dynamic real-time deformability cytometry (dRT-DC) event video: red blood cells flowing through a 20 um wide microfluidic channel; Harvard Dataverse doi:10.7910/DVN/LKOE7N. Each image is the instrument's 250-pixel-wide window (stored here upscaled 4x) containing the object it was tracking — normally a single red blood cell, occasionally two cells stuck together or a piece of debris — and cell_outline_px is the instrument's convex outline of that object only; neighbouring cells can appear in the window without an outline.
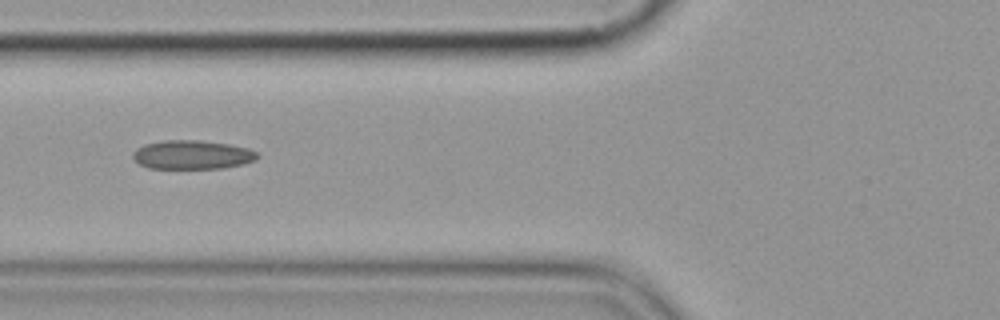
{"species": "common noctule bat (a hibernating species)", "species_latin": "Nyctalus noctula", "temperature_condition": "cold", "stored_images_in_passage": 11, "camera_frame_rate_fps": 3000, "um_per_image_px": 0.085, "animal": {"sex": "female", "body_mass_g": 19.9}, "frame": {"image": 1, "passage_image": 2, "time_ms": 2.0, "image_size_px": [1000, 320], "cell_outline_px": [[260, 156], [256, 160], [224, 168], [148, 168], [140, 164], [132, 156], [132, 152], [136, 148], [144, 144], [164, 140], [200, 140], [228, 144], [248, 148], [256, 152]], "centroid_in_image_um": [16.32, 13.15], "position_along_channel_um": 109.5, "area_um2": 20.92}}